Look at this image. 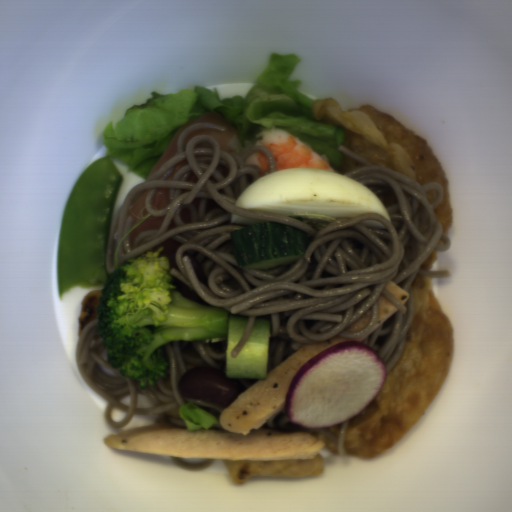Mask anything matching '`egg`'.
Here are the masks:
<instances>
[{"instance_id":"d2b9013d","label":"egg","mask_w":512,"mask_h":512,"mask_svg":"<svg viewBox=\"0 0 512 512\" xmlns=\"http://www.w3.org/2000/svg\"><path fill=\"white\" fill-rule=\"evenodd\" d=\"M235 207L328 222L377 213L392 224L385 204L373 191L344 174L321 168L263 175L241 191Z\"/></svg>"}]
</instances>
